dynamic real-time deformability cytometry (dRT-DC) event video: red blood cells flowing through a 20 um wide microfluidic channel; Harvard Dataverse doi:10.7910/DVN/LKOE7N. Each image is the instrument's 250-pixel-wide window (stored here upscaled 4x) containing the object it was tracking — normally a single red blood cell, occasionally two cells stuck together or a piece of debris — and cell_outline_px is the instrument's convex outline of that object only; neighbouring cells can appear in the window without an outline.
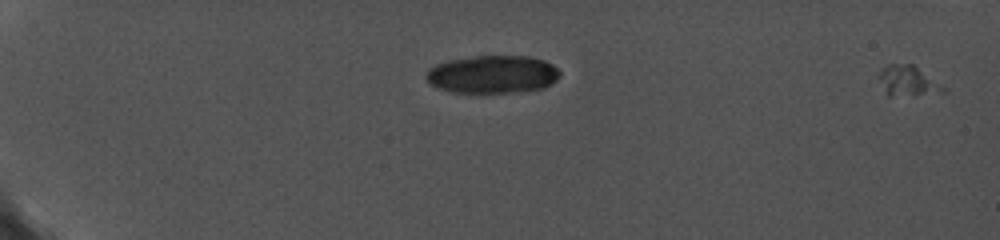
{"species": "common noctule bat (a hibernating species)", "species_latin": "Nyctalus noctula", "temperature_condition": "cold", "stored_images_in_passage": 14, "camera_frame_rate_fps": 5000, "um_per_image_px": 0.085, "animal": {"sex": "female", "body_mass_g": 19.0, "forearm_length_mm": 56.7}, "frame": {"image": 1, "passage_image": 3, "time_ms": 0.6, "image_size_px": [1000, 240], "cell_outline_px": [[948, 92], [892, 96], [888, 96], [876, 76], [888, 64], [912, 64], [944, 88]], "centroid_in_image_um": [77.1, 6.88], "position_along_channel_um": 7.9, "area_um2": 10.92}}